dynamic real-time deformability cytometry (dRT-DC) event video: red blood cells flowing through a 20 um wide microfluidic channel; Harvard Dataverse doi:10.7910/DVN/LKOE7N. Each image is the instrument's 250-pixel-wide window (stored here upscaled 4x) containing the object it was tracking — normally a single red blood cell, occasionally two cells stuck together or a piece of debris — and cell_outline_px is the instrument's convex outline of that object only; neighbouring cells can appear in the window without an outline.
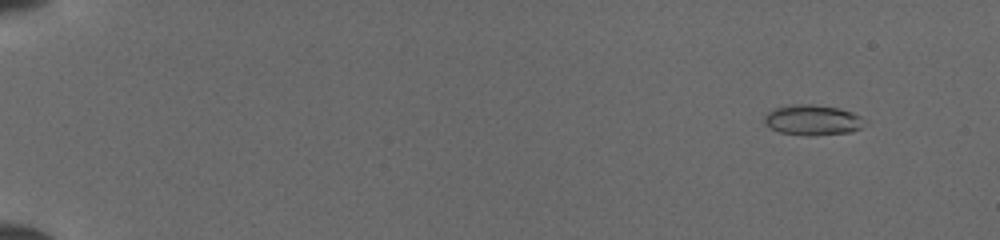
{"species": "common noctule bat (a hibernating species)", "species_latin": "Nyctalus noctula", "temperature_condition": "cold", "stored_images_in_passage": 14, "camera_frame_rate_fps": 3000, "um_per_image_px": 0.085, "animal": {"sex": "female", "body_mass_g": 19.5, "forearm_length_mm": 54.1}, "frame": {"image": 1, "passage_image": 5, "time_ms": 1.333, "image_size_px": [1000, 240], "cell_outline_px": [[868, 120], [860, 128], [852, 132], [808, 136], [780, 132], [764, 124], [764, 116], [768, 112], [776, 108], [792, 104], [812, 104], [840, 108], [852, 112]], "centroid_in_image_um": [69.1, 10.2], "position_along_channel_um": 15.9, "area_um2": 17.86}}